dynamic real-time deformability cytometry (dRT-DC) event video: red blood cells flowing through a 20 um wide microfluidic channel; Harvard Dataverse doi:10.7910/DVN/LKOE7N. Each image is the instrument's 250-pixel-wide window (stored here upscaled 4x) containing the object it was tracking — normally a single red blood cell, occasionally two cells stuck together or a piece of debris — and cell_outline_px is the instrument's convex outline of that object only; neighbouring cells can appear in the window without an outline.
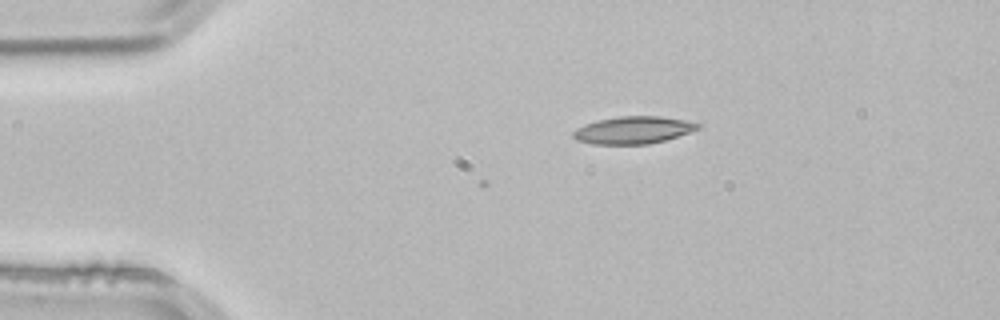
{"species": "common noctule bat (a hibernating species)", "species_latin": "Nyctalus noctula", "temperature_condition": "room temperature", "stored_images_in_passage": 7, "camera_frame_rate_fps": 3000, "um_per_image_px": 0.085, "animal": {"sex": "male", "body_mass_g": 21.5, "forearm_length_mm": 52.0}, "frame": {"image": 1, "passage_image": 1, "time_ms": 0.0, "image_size_px": [1000, 320], "cell_outline_px": [[704, 124], [700, 128], [664, 140], [648, 144], [592, 144], [576, 140], [572, 136], [572, 132], [576, 128], [584, 124], [600, 120], [620, 116], [660, 116], [684, 120]], "centroid_in_image_um": [53.8, 11.05], "position_along_channel_um": 31.2, "area_um2": 19.77}}